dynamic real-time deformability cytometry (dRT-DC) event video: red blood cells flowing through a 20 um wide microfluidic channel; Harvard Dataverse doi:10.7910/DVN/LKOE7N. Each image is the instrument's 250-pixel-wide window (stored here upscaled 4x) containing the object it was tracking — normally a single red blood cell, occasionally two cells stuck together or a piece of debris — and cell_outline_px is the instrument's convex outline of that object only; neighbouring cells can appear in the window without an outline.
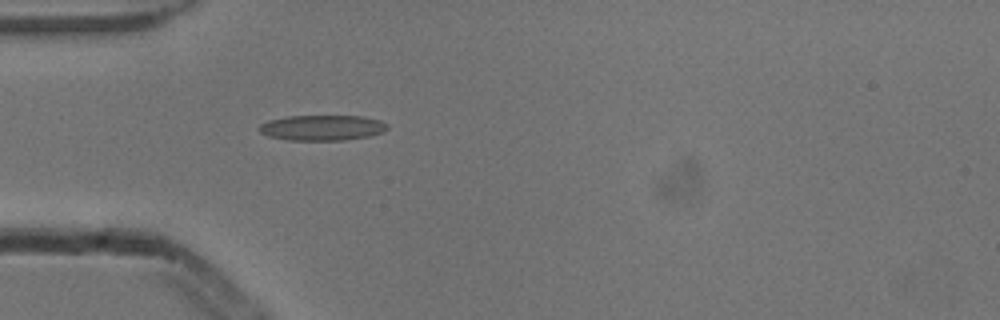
{"species": "common noctule bat (a hibernating species)", "species_latin": "Nyctalus noctula", "temperature_condition": "cold", "stored_images_in_passage": 50, "camera_frame_rate_fps": 3000, "um_per_image_px": 0.085, "animal": {"sex": "male", "body_mass_g": 13.3}, "frame": {"image": 1, "passage_image": 13, "time_ms": 4.0, "image_size_px": [1000, 320], "cell_outline_px": [[388, 128], [384, 132], [368, 136], [344, 140], [288, 140], [268, 136], [260, 132], [260, 124], [268, 120], [288, 116], [360, 116], [380, 120], [388, 124]], "centroid_in_image_um": [27.4, 10.85], "position_along_channel_um": 57.6, "area_um2": 18.96}}
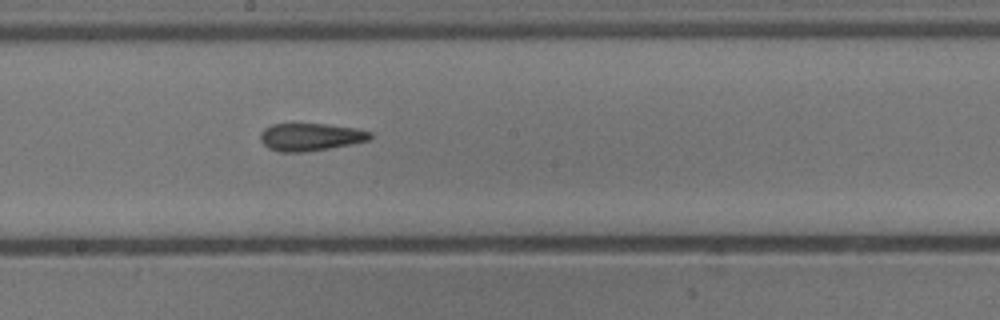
{"frame": {"image": 2, "passage_image": 26, "time_ms": 8.333, "image_size_px": [1000, 320], "cell_outline_px": [[372, 136], [368, 140], [352, 144], [304, 152], [280, 152], [268, 148], [260, 140], [260, 132], [264, 128], [272, 124], [324, 124], [356, 128], [372, 132]], "centroid_in_image_um": [26.37, 11.64], "position_along_channel_um": 221.8, "area_um2": 17.63}}
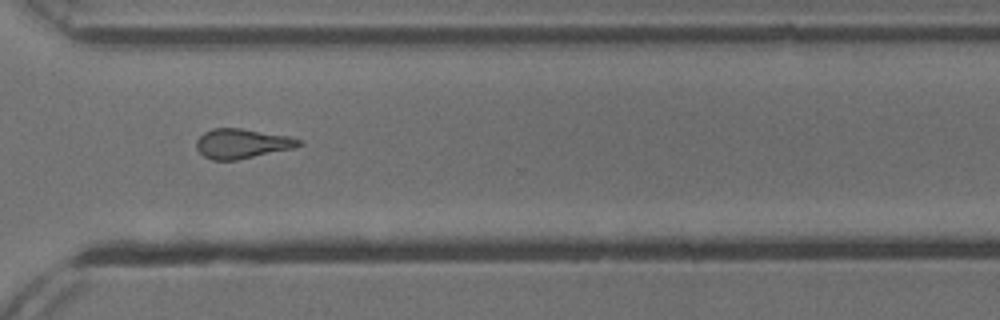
{"frame": {"image": 3, "passage_image": 36, "time_ms": 11.667, "image_size_px": [1000, 320], "cell_outline_px": [[304, 144], [296, 148], [236, 160], [212, 160], [204, 156], [196, 148], [196, 140], [204, 132], [212, 128], [240, 128], [288, 136], [300, 140]], "centroid_in_image_um": [20.57, 12.21], "position_along_channel_um": 350.0, "area_um2": 17.74}, "authors_computed_cell_mechanics": {"area_um2": 17.7446, "velocity_mm_per_s": 3.8584, "shape_relaxation_time_tau1_ms": 10.317, "shape_relaxation_time_tau2_ms": 3.1259, "deformation_change_tau1": 0.2096, "deformation_change_tau2": 0.1259}}